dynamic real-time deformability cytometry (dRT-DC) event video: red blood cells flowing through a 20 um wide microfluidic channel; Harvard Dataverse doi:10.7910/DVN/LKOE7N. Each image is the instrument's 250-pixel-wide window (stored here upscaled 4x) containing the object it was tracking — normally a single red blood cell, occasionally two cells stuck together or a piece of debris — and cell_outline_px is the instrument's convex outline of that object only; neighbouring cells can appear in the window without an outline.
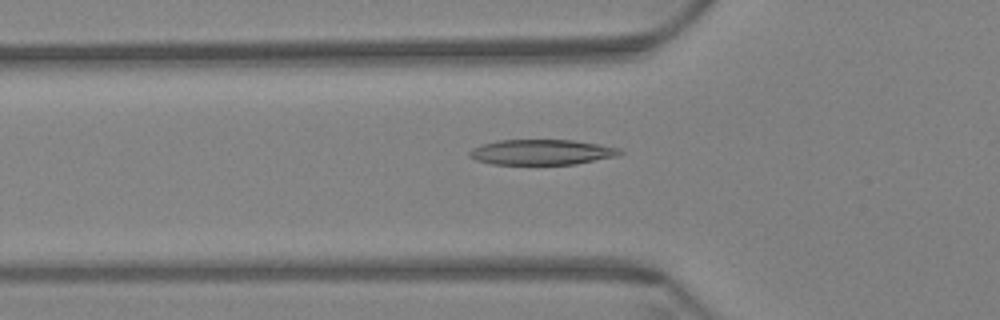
{"species": "Egyptian fruit bat (a non-hibernating species)", "species_latin": "Rousettus aegyptiacus", "temperature_condition": "warm", "stored_images_in_passage": 60, "camera_frame_rate_fps": 3000, "um_per_image_px": 0.085, "animal": {"sex": "female"}, "frame": {"image": 1, "passage_image": 21, "time_ms": 6.667, "image_size_px": [1000, 320], "cell_outline_px": [[624, 152], [616, 156], [576, 164], [492, 164], [476, 160], [468, 156], [468, 152], [472, 148], [484, 144], [500, 140], [572, 140], [600, 144], [620, 148]], "centroid_in_image_um": [46.05, 12.93], "position_along_channel_um": 79.7, "area_um2": 22.14}}
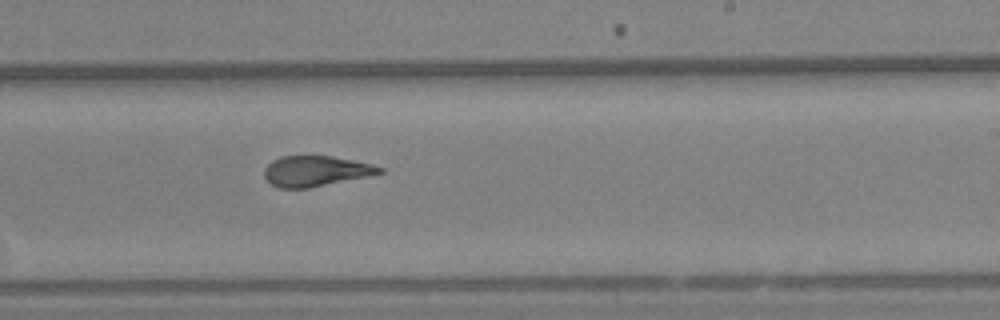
{"frame": {"image": 2, "passage_image": 37, "time_ms": 12.0, "image_size_px": [1000, 320], "cell_outline_px": [[384, 172], [308, 188], [280, 188], [272, 184], [264, 176], [264, 168], [272, 160], [280, 156], [332, 156], [372, 164], [384, 168]], "centroid_in_image_um": [26.8, 14.53], "position_along_channel_um": 262.2, "area_um2": 20.17}}
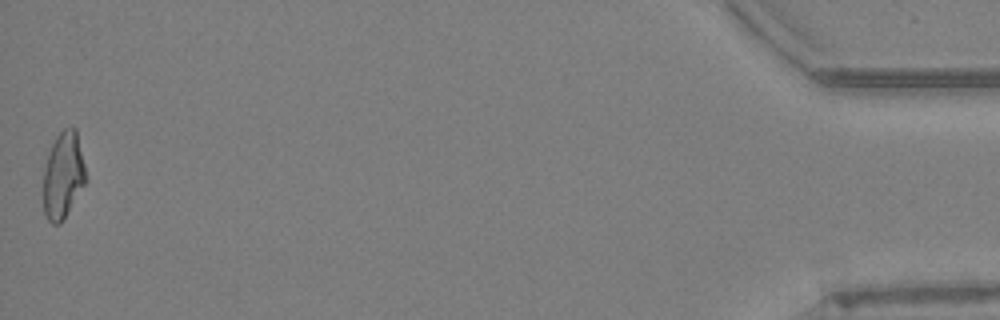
{"frame": {"image": 3, "passage_image": 60, "time_ms": 19.667, "image_size_px": [1000, 320], "cell_outline_px": [[88, 180], [60, 224], [52, 224], [48, 220], [44, 212], [44, 168], [52, 144], [56, 136], [64, 128], [76, 128]], "centroid_in_image_um": [5.39, 14.91], "position_along_channel_um": 429.8, "area_um2": 21.33}, "authors_computed_cell_mechanics": {"area_um2": 21.7617, "velocity_mm_per_s": 3.4364, "shape_relaxation_time_tau1_ms": 8.8636, "shape_relaxation_time_tau2_ms": 1.8103, "deformation_change_tau1": 0.2684, "deformation_change_tau2": 0.111}}